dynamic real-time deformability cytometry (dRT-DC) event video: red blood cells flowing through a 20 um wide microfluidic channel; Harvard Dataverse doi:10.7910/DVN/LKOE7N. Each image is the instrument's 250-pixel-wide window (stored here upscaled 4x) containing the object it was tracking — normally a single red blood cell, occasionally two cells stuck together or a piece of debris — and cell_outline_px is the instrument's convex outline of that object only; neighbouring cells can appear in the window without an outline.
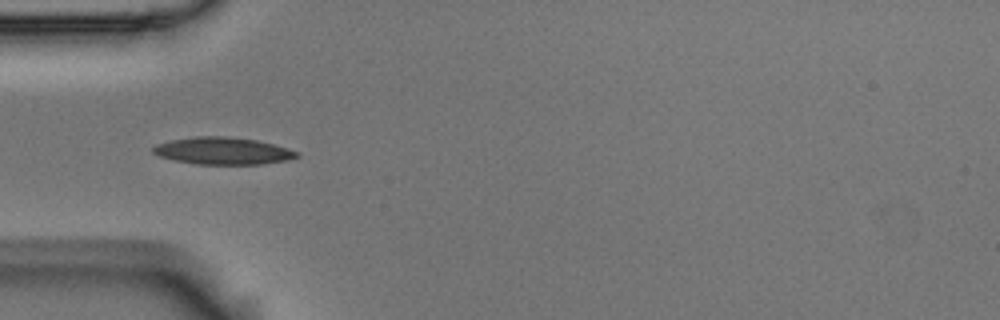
{"species": "Egyptian fruit bat (a non-hibernating species)", "species_latin": "Rousettus aegyptiacus", "temperature_condition": "room temperature", "stored_images_in_passage": 7, "camera_frame_rate_fps": 3000, "um_per_image_px": 0.085, "animal": {"sex": "male"}, "frame": {"image": 1, "passage_image": 2, "time_ms": 0.333, "image_size_px": [1000, 320], "cell_outline_px": [[300, 156], [288, 160], [264, 164], [196, 164], [172, 160], [160, 156], [152, 152], [152, 148], [156, 144], [172, 140], [196, 136], [228, 136], [256, 140], [272, 144], [300, 152]], "centroid_in_image_um": [18.95, 12.83], "position_along_channel_um": 66.1, "area_um2": 22.77}}
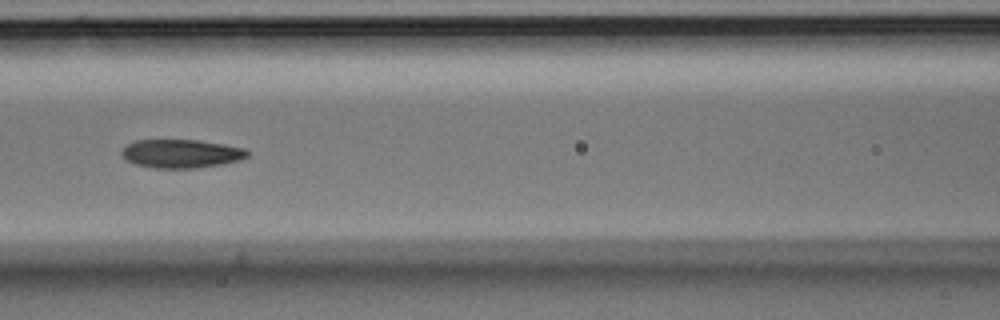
{"frame": {"image": 2, "passage_image": 4, "time_ms": 1.0, "image_size_px": [1000, 320], "cell_outline_px": [[248, 156], [236, 160], [220, 164], [196, 168], [156, 168], [136, 164], [124, 160], [120, 152], [128, 144], [136, 140], [196, 140], [224, 144], [244, 148], [248, 152]], "centroid_in_image_um": [15.35, 13.05], "position_along_channel_um": 151.2, "area_um2": 20.69}}
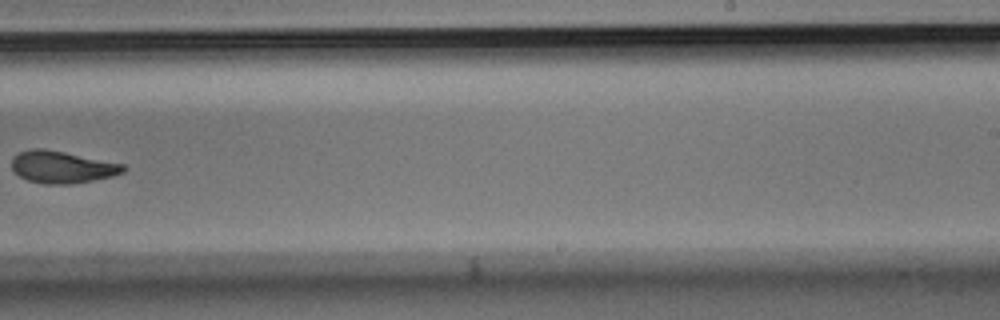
{"frame": {"image": 3, "passage_image": 7, "time_ms": 2.0, "image_size_px": [1000, 320], "cell_outline_px": [[128, 168], [124, 172], [112, 176], [92, 180], [68, 184], [48, 184], [28, 180], [20, 176], [12, 168], [12, 156], [20, 152], [32, 148], [40, 148], [64, 152], [124, 164]], "centroid_in_image_um": [5.28, 14.19], "position_along_channel_um": 283.7, "area_um2": 20.63}}